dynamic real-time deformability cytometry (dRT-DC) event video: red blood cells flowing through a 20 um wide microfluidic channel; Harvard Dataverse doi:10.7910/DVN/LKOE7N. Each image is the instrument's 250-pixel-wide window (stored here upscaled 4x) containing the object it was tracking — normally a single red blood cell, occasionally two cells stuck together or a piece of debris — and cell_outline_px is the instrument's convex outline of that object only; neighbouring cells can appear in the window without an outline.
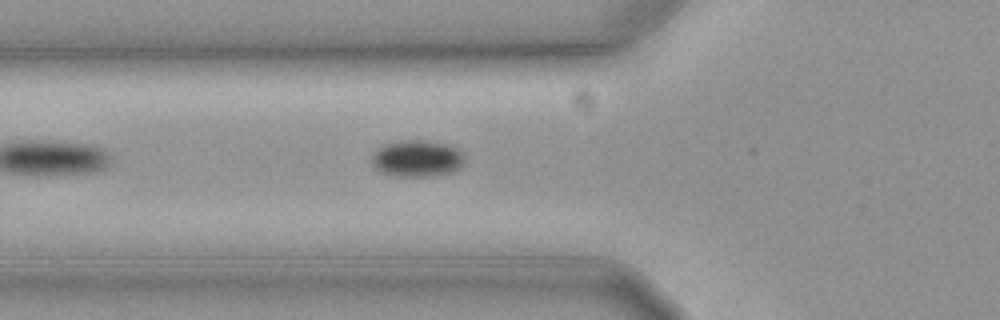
{"species": "common noctule bat (a hibernating species)", "species_latin": "Nyctalus noctula", "temperature_condition": "cold", "stored_images_in_passage": 14, "camera_frame_rate_fps": 3000, "um_per_image_px": 0.085, "animal": {"sex": "female", "body_mass_g": 19.3, "forearm_length_mm": 54.1}, "frame": {"image": 1, "passage_image": 7, "time_ms": 2.0, "image_size_px": [1000, 320], "cell_outline_px": [[464, 160], [460, 168], [452, 172], [432, 176], [392, 176], [380, 172], [372, 164], [372, 156], [380, 148], [388, 144], [408, 140], [420, 140], [444, 144], [456, 148], [464, 152]], "centroid_in_image_um": [35.48, 13.5], "position_along_channel_um": 90.3, "area_um2": 19.54}}
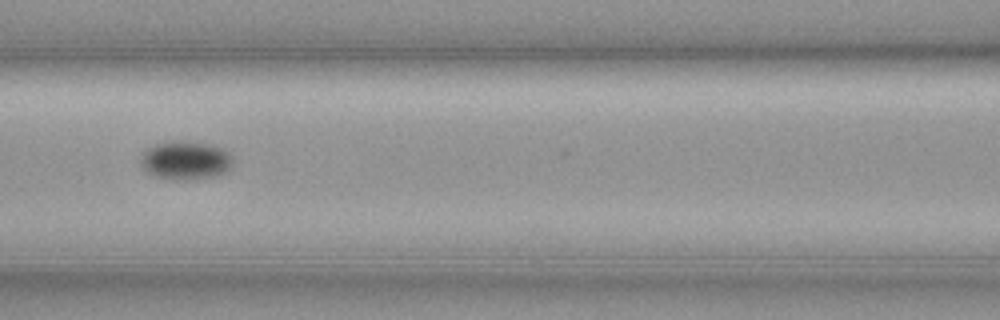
{"frame": {"image": 2, "passage_image": 12, "time_ms": 3.667, "image_size_px": [1000, 320], "cell_outline_px": [[232, 164], [228, 172], [216, 176], [188, 180], [168, 180], [148, 172], [140, 164], [140, 160], [144, 152], [148, 148], [156, 144], [172, 140], [184, 140], [212, 144], [224, 148], [232, 156]], "centroid_in_image_um": [15.82, 13.62], "position_along_channel_um": 150.8, "area_um2": 21.1}}